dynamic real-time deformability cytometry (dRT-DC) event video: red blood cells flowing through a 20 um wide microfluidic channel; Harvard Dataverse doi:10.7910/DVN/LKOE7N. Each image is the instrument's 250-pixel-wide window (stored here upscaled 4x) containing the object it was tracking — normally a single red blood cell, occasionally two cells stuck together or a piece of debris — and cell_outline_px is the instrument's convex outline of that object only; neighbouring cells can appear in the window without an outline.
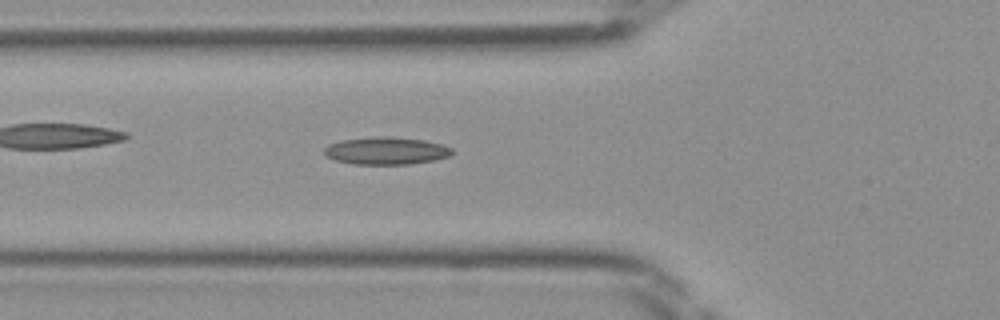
{"species": "Egyptian fruit bat (a non-hibernating species)", "species_latin": "Rousettus aegyptiacus", "temperature_condition": "room temperature", "stored_images_in_passage": 46, "camera_frame_rate_fps": 3000, "um_per_image_px": 0.085, "frame": {"image": 1, "passage_image": 16, "time_ms": 5.0, "image_size_px": [1000, 320], "cell_outline_px": [[456, 152], [452, 156], [412, 164], [352, 164], [336, 160], [328, 156], [324, 152], [324, 148], [328, 144], [340, 140], [380, 136], [384, 136], [424, 140], [444, 144], [452, 148]], "centroid_in_image_um": [32.88, 12.81], "position_along_channel_um": 92.9, "area_um2": 20.58}}
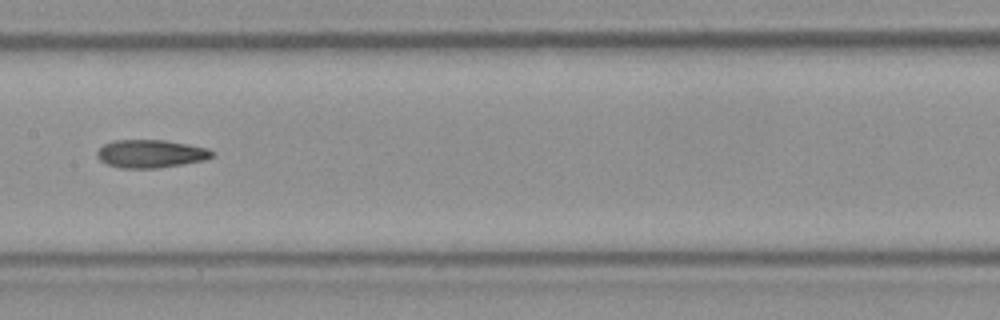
{"frame": {"image": 2, "passage_image": 23, "time_ms": 7.333, "image_size_px": [1000, 320], "cell_outline_px": [[216, 156], [204, 160], [156, 168], [120, 168], [108, 164], [100, 160], [96, 156], [96, 152], [104, 144], [112, 140], [164, 140], [188, 144], [208, 148], [216, 152]], "centroid_in_image_um": [12.83, 13.06], "position_along_channel_um": 194.6, "area_um2": 18.84}}
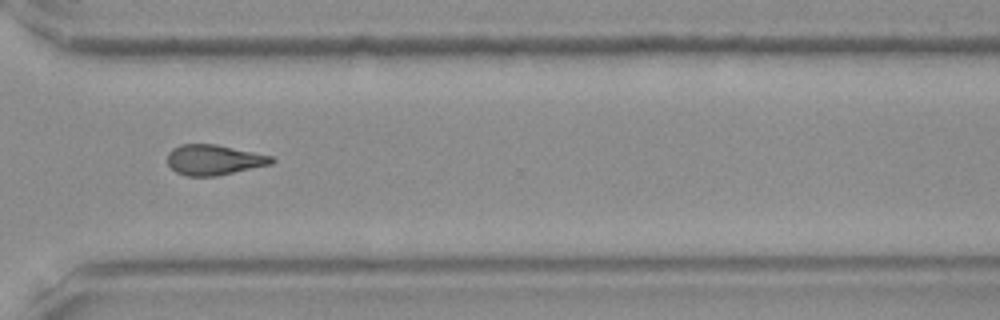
{"frame": {"image": 3, "passage_image": 34, "time_ms": 11.0, "image_size_px": [1000, 320], "cell_outline_px": [[276, 160], [272, 164], [216, 176], [184, 176], [176, 172], [168, 164], [168, 152], [172, 148], [180, 144], [216, 144], [272, 156]], "centroid_in_image_um": [18.17, 13.59], "position_along_channel_um": 352.4, "area_um2": 18.44}}